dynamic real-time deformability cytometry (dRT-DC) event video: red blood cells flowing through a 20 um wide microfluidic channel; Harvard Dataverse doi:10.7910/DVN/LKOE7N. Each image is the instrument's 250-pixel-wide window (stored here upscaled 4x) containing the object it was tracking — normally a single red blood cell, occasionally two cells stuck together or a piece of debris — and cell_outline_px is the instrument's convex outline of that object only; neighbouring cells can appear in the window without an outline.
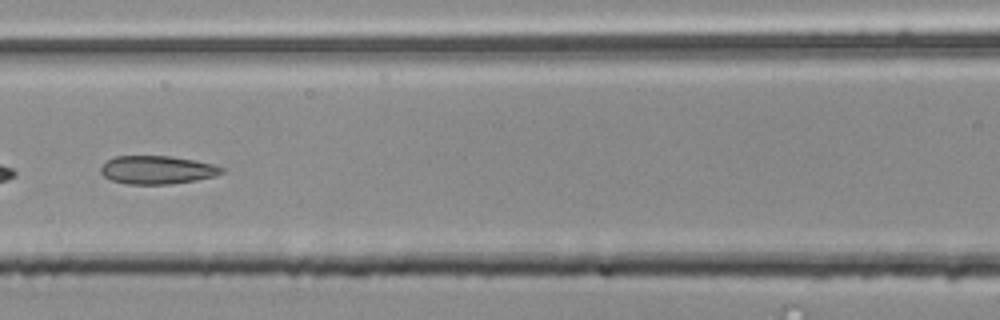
{"species": "common noctule bat (a hibernating species)", "species_latin": "Nyctalus noctula", "temperature_condition": "room temperature", "stored_images_in_passage": 18, "camera_frame_rate_fps": 3000, "um_per_image_px": 0.085, "animal": {"sex": "male", "body_mass_g": 20.4}, "frame": {"image": 1, "passage_image": 11, "time_ms": 3.333, "image_size_px": [1000, 320], "cell_outline_px": [[224, 172], [216, 176], [196, 180], [168, 184], [128, 184], [112, 180], [104, 176], [100, 172], [100, 168], [108, 160], [116, 156], [168, 156], [192, 160], [212, 164], [224, 168]], "centroid_in_image_um": [13.36, 14.44], "position_along_channel_um": 153.2, "area_um2": 19.71}}